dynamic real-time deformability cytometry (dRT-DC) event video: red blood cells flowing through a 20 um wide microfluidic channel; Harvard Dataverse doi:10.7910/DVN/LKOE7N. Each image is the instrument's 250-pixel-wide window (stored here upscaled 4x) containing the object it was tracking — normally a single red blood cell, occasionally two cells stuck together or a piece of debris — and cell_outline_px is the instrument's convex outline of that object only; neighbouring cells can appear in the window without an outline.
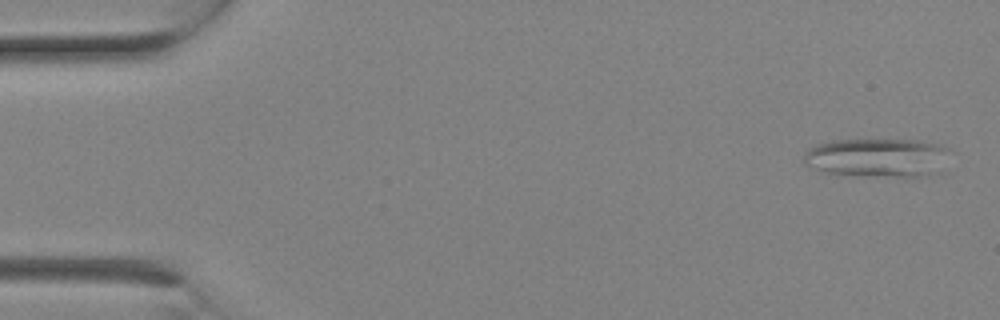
{"species": "Egyptian fruit bat (a non-hibernating species)", "species_latin": "Rousettus aegyptiacus", "temperature_condition": "room temperature", "stored_images_in_passage": 2, "camera_frame_rate_fps": 3000, "um_per_image_px": 0.085, "animal": {"sex": "female"}, "frame": {"image": 1, "passage_image": 1, "time_ms": 0.0, "image_size_px": [1000, 320], "cell_outline_px": [[948, 148], [932, 172], [920, 176], [896, 176], [828, 172], [804, 164], [804, 152], [820, 144], [832, 140], [916, 140], [940, 144]], "centroid_in_image_um": [74.48, 13.36], "position_along_channel_um": 10.5, "area_um2": 31.27}}